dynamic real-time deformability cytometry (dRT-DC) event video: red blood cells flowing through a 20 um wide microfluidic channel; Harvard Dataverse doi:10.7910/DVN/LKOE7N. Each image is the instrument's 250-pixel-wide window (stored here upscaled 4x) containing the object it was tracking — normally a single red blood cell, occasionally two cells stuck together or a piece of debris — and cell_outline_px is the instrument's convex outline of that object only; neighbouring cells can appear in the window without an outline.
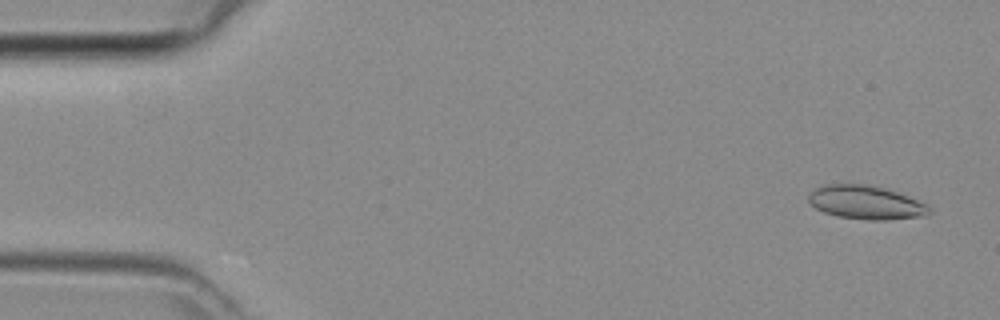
{"species": "common noctule bat (a hibernating species)", "species_latin": "Nyctalus noctula", "temperature_condition": "room temperature", "stored_images_in_passage": 45, "camera_frame_rate_fps": 3000, "um_per_image_px": 0.085, "animal": {"sex": "female", "body_mass_g": 29.2, "forearm_length_mm": 56.3}, "frame": {"image": 1, "passage_image": 2, "time_ms": 0.333, "image_size_px": [1000, 320], "cell_outline_px": [[932, 212], [924, 216], [888, 220], [868, 220], [836, 216], [824, 212], [808, 204], [808, 196], [816, 188], [824, 184], [864, 184], [896, 192], [908, 196], [928, 204], [932, 208]], "centroid_in_image_um": [73.61, 17.22], "position_along_channel_um": 11.4, "area_um2": 23.7}}
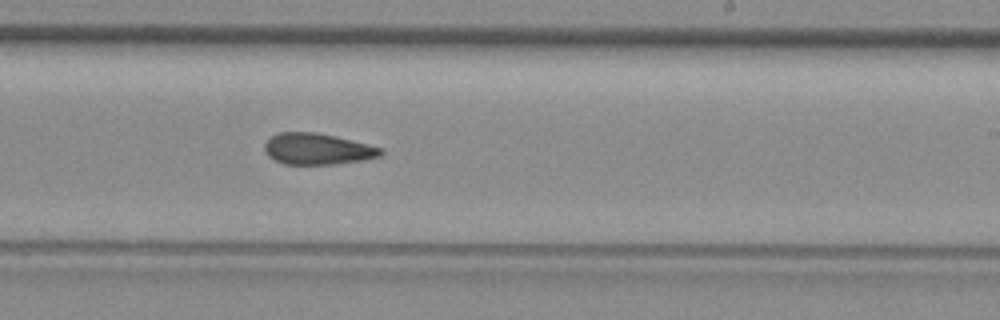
{"frame": {"image": 2, "passage_image": 27, "time_ms": 8.667, "image_size_px": [1000, 320], "cell_outline_px": [[384, 152], [380, 156], [364, 160], [332, 164], [284, 164], [268, 156], [264, 152], [264, 144], [272, 136], [280, 132], [316, 132], [336, 136], [384, 148]], "centroid_in_image_um": [27.0, 12.66], "position_along_channel_um": 262.0, "area_um2": 21.21}}
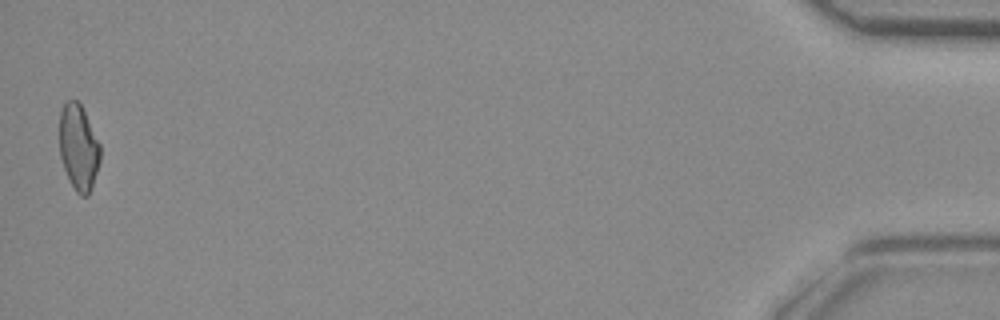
{"frame": {"image": 3, "passage_image": 45, "time_ms": 14.667, "image_size_px": [1000, 320], "cell_outline_px": [[100, 160], [88, 196], [80, 196], [76, 192], [64, 168], [60, 156], [60, 112], [64, 104], [68, 100], [76, 100], [80, 104], [100, 144]], "centroid_in_image_um": [6.67, 12.53], "position_along_channel_um": 428.5, "area_um2": 19.94}}